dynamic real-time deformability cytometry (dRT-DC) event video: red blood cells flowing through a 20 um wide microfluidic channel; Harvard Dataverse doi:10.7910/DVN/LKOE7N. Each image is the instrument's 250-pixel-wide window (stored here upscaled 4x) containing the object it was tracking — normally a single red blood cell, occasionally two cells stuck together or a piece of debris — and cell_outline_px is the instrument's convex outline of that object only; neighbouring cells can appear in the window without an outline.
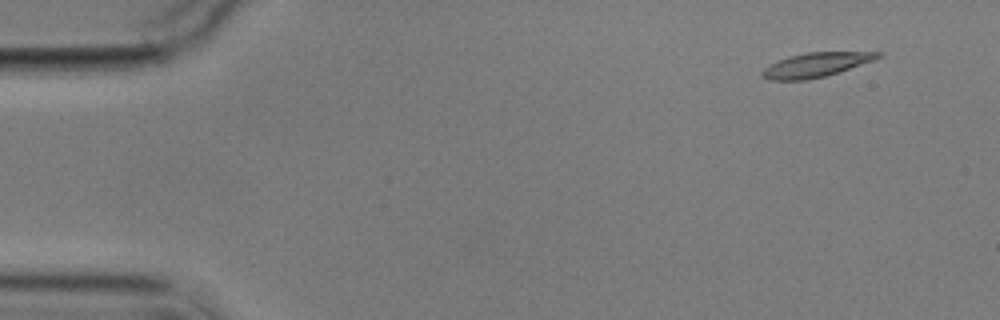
{"species": "common noctule bat (a hibernating species)", "species_latin": "Nyctalus noctula", "temperature_condition": "cold", "stored_images_in_passage": 9, "camera_frame_rate_fps": 3000, "um_per_image_px": 0.085, "animal": {"sex": "male", "body_mass_g": 17.9}, "frame": {"image": 1, "passage_image": 2, "time_ms": 1.333, "image_size_px": [1000, 320], "cell_outline_px": [[884, 56], [840, 72], [824, 76], [804, 80], [768, 80], [760, 76], [760, 72], [764, 68], [780, 60], [792, 56], [808, 52], [884, 52]], "centroid_in_image_um": [69.37, 5.52], "position_along_channel_um": 15.6, "area_um2": 16.24}}
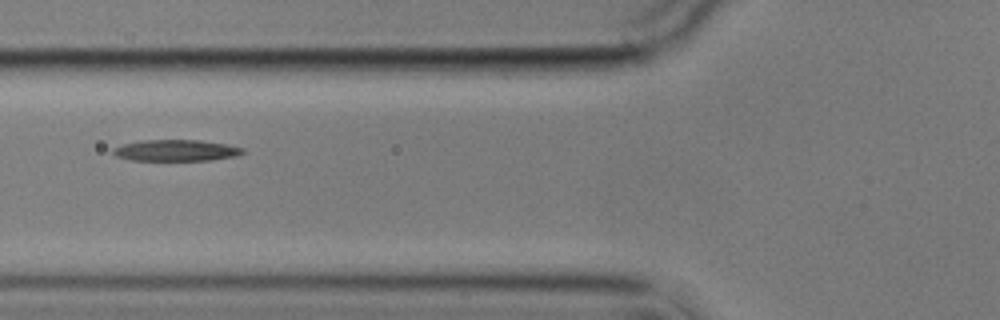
{"frame": {"image": 2, "passage_image": 7, "time_ms": 7.0, "image_size_px": [1000, 320], "cell_outline_px": [[244, 152], [236, 156], [212, 160], [132, 160], [116, 156], [112, 152], [112, 148], [124, 144], [144, 140], [200, 140], [228, 144], [244, 148]], "centroid_in_image_um": [14.99, 12.78], "position_along_channel_um": 110.8, "area_um2": 16.07}}
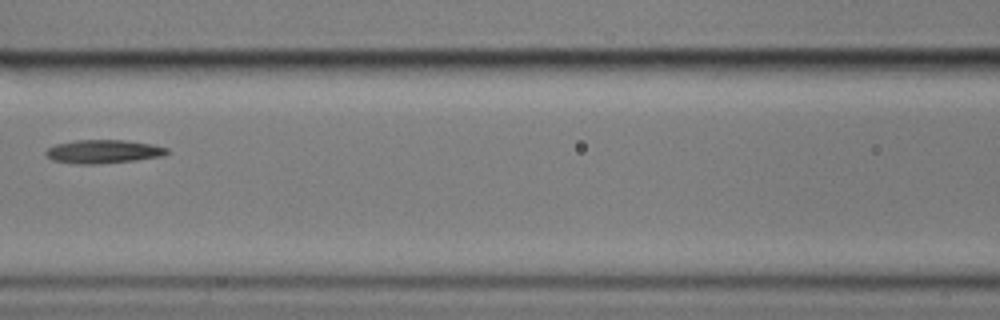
{"frame": {"image": 3, "passage_image": 8, "time_ms": 8.333, "image_size_px": [1000, 320], "cell_outline_px": [[172, 152], [164, 156], [136, 160], [96, 164], [76, 164], [52, 160], [44, 152], [48, 148], [56, 144], [76, 140], [124, 140], [152, 144], [168, 148]], "centroid_in_image_um": [8.83, 12.88], "position_along_channel_um": 157.8, "area_um2": 16.7}}